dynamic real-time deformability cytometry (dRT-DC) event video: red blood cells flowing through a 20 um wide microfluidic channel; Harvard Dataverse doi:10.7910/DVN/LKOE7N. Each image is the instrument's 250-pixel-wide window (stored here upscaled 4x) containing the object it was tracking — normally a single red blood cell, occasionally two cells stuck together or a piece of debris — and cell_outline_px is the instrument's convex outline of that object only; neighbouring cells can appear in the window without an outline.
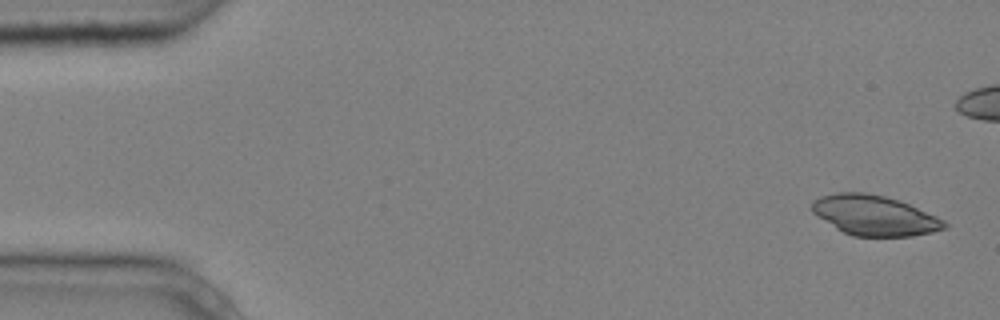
{"species": "common noctule bat (a hibernating species)", "species_latin": "Nyctalus noctula", "temperature_condition": "cold", "stored_images_in_passage": 5, "camera_frame_rate_fps": 3000, "um_per_image_px": 0.085, "animal": {"sex": "male", "body_mass_g": 20.4}, "frame": {"image": 1, "passage_image": 1, "time_ms": 0.0, "image_size_px": [1000, 320], "cell_outline_px": [[948, 224], [944, 228], [932, 232], [912, 236], [852, 236], [836, 228], [816, 216], [812, 212], [812, 200], [820, 196], [836, 192], [864, 192], [884, 196], [900, 200], [936, 216], [944, 220]], "centroid_in_image_um": [74.3, 18.3], "position_along_channel_um": 10.7, "area_um2": 30.92}}